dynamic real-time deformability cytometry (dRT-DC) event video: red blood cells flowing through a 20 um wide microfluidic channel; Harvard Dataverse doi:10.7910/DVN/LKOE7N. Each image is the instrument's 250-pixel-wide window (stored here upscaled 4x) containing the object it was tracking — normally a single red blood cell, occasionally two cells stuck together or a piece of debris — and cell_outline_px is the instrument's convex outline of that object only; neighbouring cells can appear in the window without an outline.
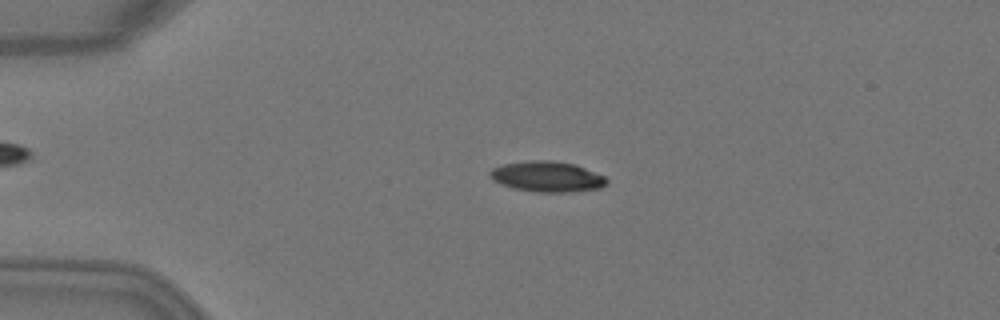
{"species": "Egyptian fruit bat (a non-hibernating species)", "species_latin": "Rousettus aegyptiacus", "temperature_condition": "warm", "stored_images_in_passage": 3, "camera_frame_rate_fps": 3000, "um_per_image_px": 0.085, "animal": {"sex": "female"}, "frame": {"image": 1, "passage_image": 3, "time_ms": 0.667, "image_size_px": [1000, 320], "cell_outline_px": [[608, 180], [600, 188], [572, 192], [540, 192], [512, 188], [492, 180], [488, 176], [488, 172], [492, 168], [504, 164], [528, 160], [552, 160], [576, 164], [604, 176]], "centroid_in_image_um": [46.47, 15.0], "position_along_channel_um": 38.5, "area_um2": 20.87}}